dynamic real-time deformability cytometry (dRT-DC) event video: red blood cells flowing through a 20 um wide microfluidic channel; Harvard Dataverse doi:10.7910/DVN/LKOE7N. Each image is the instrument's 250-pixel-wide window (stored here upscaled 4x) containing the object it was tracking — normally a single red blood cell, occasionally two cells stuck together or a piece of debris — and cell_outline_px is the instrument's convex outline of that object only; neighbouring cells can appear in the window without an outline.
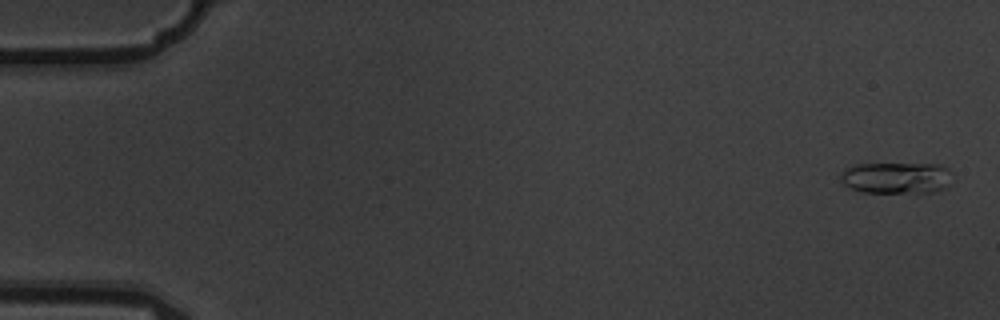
{"species": "common noctule bat (a hibernating species)", "species_latin": "Nyctalus noctula", "temperature_condition": "warm", "stored_images_in_passage": 5, "camera_frame_rate_fps": 3000, "um_per_image_px": 0.085, "animal": {"sex": "male", "body_mass_g": 19.5, "forearm_length_mm": 54.6}, "frame": {"image": 1, "passage_image": 1, "time_ms": 0.0, "image_size_px": [1000, 320], "cell_outline_px": [[948, 184], [944, 188], [932, 192], [860, 192], [844, 184], [840, 180], [840, 172], [844, 168], [852, 164], [940, 164], [948, 168]], "centroid_in_image_um": [76.1, 15.1], "position_along_channel_um": 8.9, "area_um2": 20.35}}
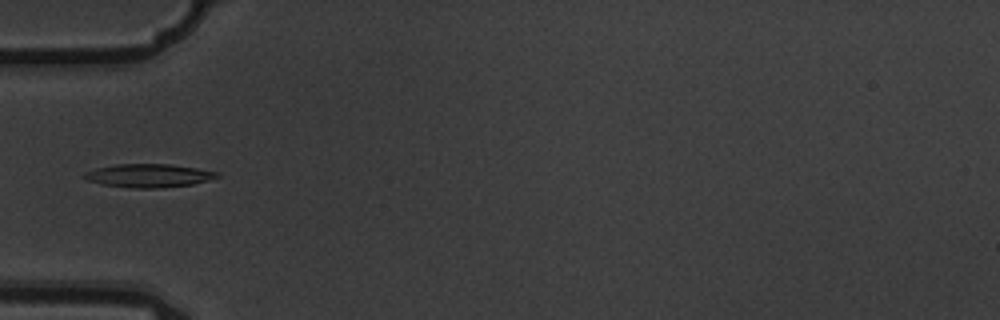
{"frame": {"image": 2, "passage_image": 5, "time_ms": 1.333, "image_size_px": [1000, 320], "cell_outline_px": [[220, 176], [192, 184], [160, 188], [132, 188], [100, 184], [88, 180], [80, 176], [84, 172], [96, 168], [116, 164], [168, 164], [196, 168], [220, 172]], "centroid_in_image_um": [12.59, 14.92], "position_along_channel_um": 72.4, "area_um2": 18.09}}